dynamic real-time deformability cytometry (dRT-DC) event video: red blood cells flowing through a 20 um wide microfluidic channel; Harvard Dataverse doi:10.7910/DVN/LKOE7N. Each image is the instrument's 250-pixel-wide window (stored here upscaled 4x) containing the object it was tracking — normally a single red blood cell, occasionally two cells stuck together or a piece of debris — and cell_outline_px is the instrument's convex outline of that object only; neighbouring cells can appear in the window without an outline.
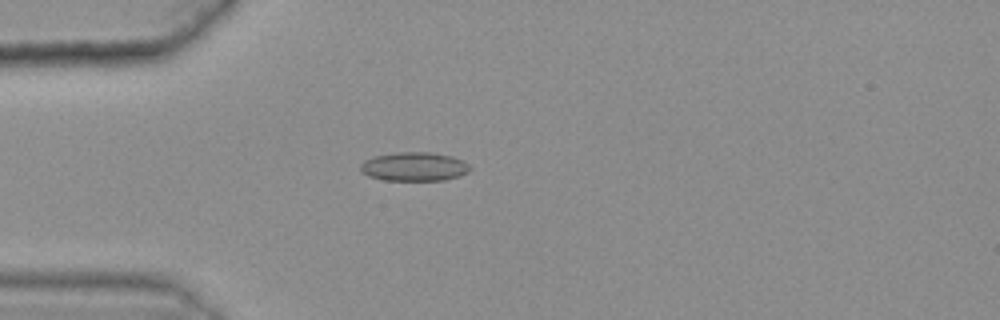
{"species": "common noctule bat (a hibernating species)", "species_latin": "Nyctalus noctula", "temperature_condition": "warm", "stored_images_in_passage": 49, "camera_frame_rate_fps": 3000, "um_per_image_px": 0.085, "animal": {"sex": "female", "body_mass_g": 25.1}, "frame": {"image": 1, "passage_image": 16, "time_ms": 5.0, "image_size_px": [1000, 320], "cell_outline_px": [[472, 168], [468, 172], [444, 180], [384, 180], [368, 176], [360, 168], [360, 164], [364, 160], [376, 156], [396, 152], [432, 152], [452, 156], [468, 164]], "centroid_in_image_um": [35.2, 14.15], "position_along_channel_um": 49.8, "area_um2": 18.26}}
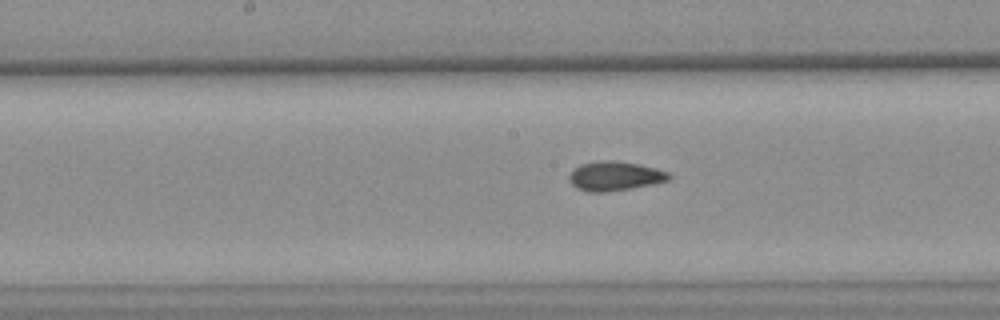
{"frame": {"image": 2, "passage_image": 29, "time_ms": 9.333, "image_size_px": [1000, 320], "cell_outline_px": [[672, 176], [668, 180], [652, 184], [632, 188], [604, 192], [588, 192], [576, 188], [568, 180], [568, 176], [580, 164], [604, 160], [616, 160], [640, 164], [656, 168], [668, 172]], "centroid_in_image_um": [52.26, 14.96], "position_along_channel_um": 195.9, "area_um2": 17.05}}
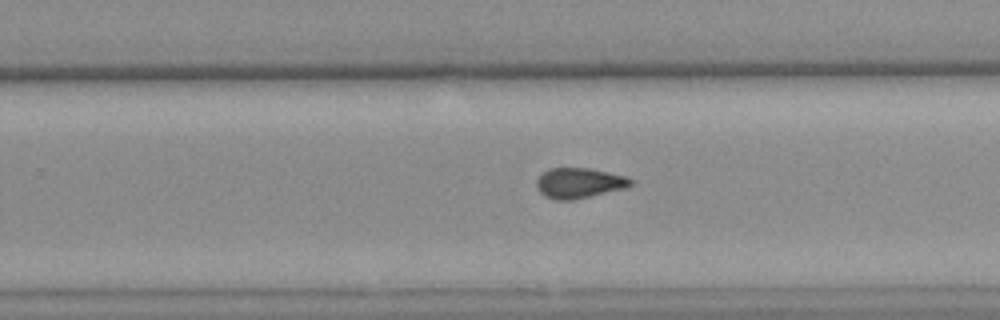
{"frame": {"image": 3, "passage_image": 36, "time_ms": 11.667, "image_size_px": [1000, 320], "cell_outline_px": [[632, 184], [628, 188], [572, 200], [556, 200], [544, 196], [536, 188], [536, 180], [548, 168], [588, 168], [628, 176], [632, 180]], "centroid_in_image_um": [49.24, 15.56], "position_along_channel_um": 280.6, "area_um2": 16.76}, "authors_computed_cell_mechanics": {"area_um2": 16.8198, "velocity_mm_per_s": 3.6405, "shape_relaxation_time_tau1_ms": null, "shape_relaxation_time_tau2_ms": 2.0271, "deformation_change_tau1": null, "deformation_change_tau2": 0.0871}}